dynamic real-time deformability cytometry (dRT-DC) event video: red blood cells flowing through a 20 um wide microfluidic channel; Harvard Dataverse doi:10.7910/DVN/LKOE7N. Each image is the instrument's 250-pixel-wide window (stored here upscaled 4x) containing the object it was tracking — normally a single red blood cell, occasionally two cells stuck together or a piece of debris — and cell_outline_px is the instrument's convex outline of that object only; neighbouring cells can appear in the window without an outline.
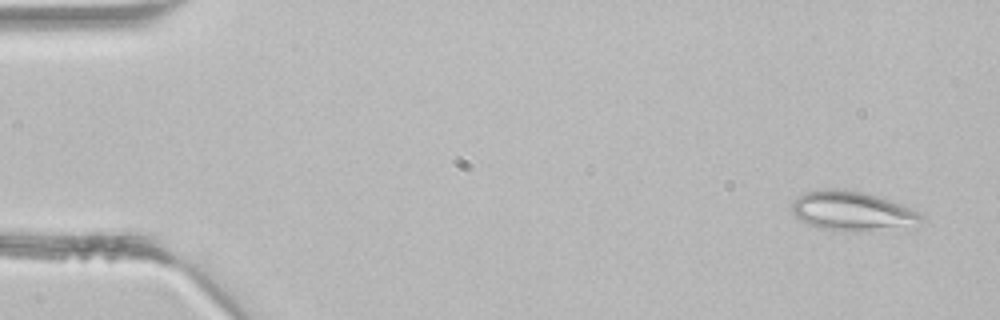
{"species": "common noctule bat (a hibernating species)", "species_latin": "Nyctalus noctula", "temperature_condition": "room temperature", "stored_images_in_passage": 4, "segment_of_instrument_passage": [2, 2], "camera_frame_rate_fps": 3000, "um_per_image_px": 0.085, "animal": {"sex": "male", "body_mass_g": 21.5, "forearm_length_mm": 52.0}, "frame": {"image": 1, "passage_image": 4, "time_ms": 1.0, "image_size_px": [1000, 320], "cell_outline_px": [[924, 220], [856, 232], [820, 228], [808, 224], [800, 220], [792, 212], [792, 200], [804, 192], [836, 188], [860, 192], [892, 200], [920, 212], [924, 216]], "centroid_in_image_um": [72.33, 17.9], "position_along_channel_um": 12.7, "area_um2": 28.73}}